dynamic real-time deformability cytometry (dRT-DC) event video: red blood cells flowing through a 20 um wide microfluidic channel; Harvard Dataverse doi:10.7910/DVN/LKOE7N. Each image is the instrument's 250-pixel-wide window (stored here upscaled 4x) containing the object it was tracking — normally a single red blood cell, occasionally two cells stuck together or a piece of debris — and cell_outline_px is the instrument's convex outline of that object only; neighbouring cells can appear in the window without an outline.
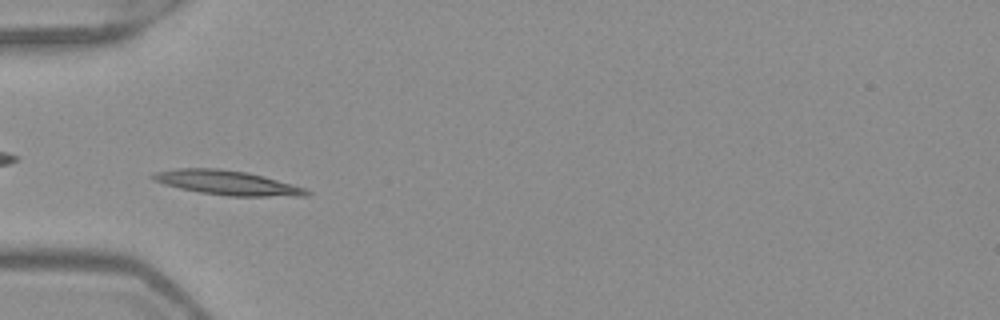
{"species": "Egyptian fruit bat (a non-hibernating species)", "species_latin": "Rousettus aegyptiacus", "temperature_condition": "warm", "stored_images_in_passage": 47, "camera_frame_rate_fps": 3000, "um_per_image_px": 0.085, "frame": {"image": 1, "passage_image": 12, "time_ms": 3.667, "image_size_px": [1000, 320], "cell_outline_px": [[312, 192], [308, 196], [228, 196], [200, 192], [180, 188], [164, 184], [152, 180], [148, 176], [156, 172], [176, 168], [220, 168], [248, 172], [264, 176], [308, 188]], "centroid_in_image_um": [19.35, 15.53], "position_along_channel_um": 65.7, "area_um2": 22.14}}
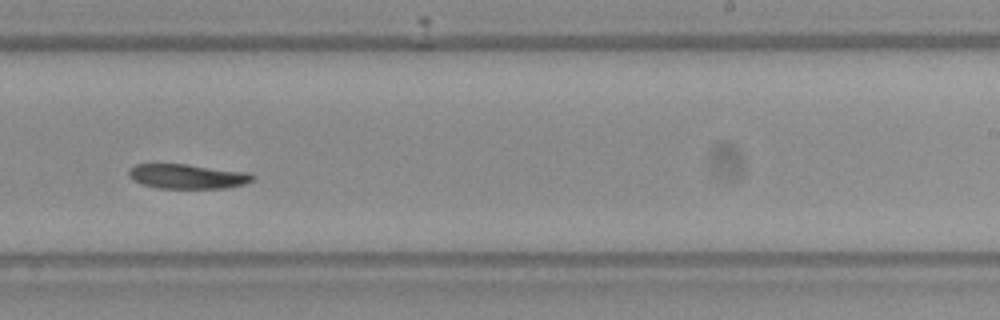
{"frame": {"image": 2, "passage_image": 28, "time_ms": 9.0, "image_size_px": [1000, 320], "cell_outline_px": [[256, 176], [252, 180], [244, 184], [224, 188], [156, 188], [140, 184], [132, 180], [128, 176], [128, 168], [136, 164], [184, 164], [248, 172]], "centroid_in_image_um": [15.87, 14.99], "position_along_channel_um": 273.1, "area_um2": 17.86}}
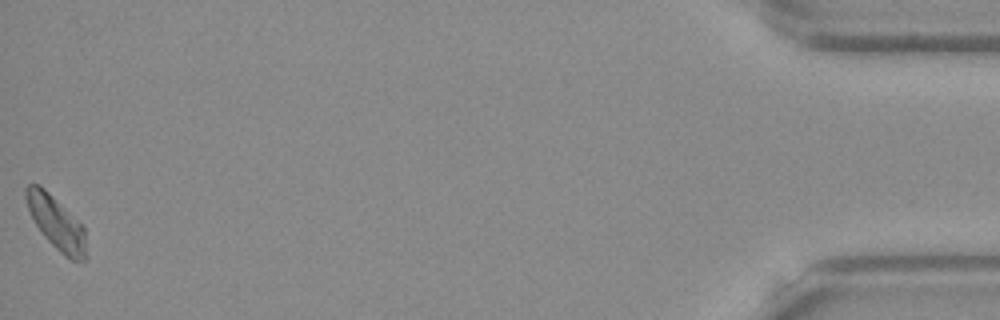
{"frame": {"image": 3, "passage_image": 47, "time_ms": 15.333, "image_size_px": [1000, 320], "cell_outline_px": [[88, 256], [84, 260], [72, 260], [64, 256], [44, 236], [36, 224], [28, 208], [24, 196], [24, 188], [28, 184], [40, 184], [84, 228]], "centroid_in_image_um": [4.78, 18.95], "position_along_channel_um": 430.4, "area_um2": 18.26}, "authors_computed_cell_mechanics": {"area_um2": 18.3804, "velocity_mm_per_s": 3.9279, "shape_relaxation_time_tau1_ms": 6.6498, "shape_relaxation_time_tau2_ms": null, "deformation_change_tau1": 0.1937, "deformation_change_tau2": null}}